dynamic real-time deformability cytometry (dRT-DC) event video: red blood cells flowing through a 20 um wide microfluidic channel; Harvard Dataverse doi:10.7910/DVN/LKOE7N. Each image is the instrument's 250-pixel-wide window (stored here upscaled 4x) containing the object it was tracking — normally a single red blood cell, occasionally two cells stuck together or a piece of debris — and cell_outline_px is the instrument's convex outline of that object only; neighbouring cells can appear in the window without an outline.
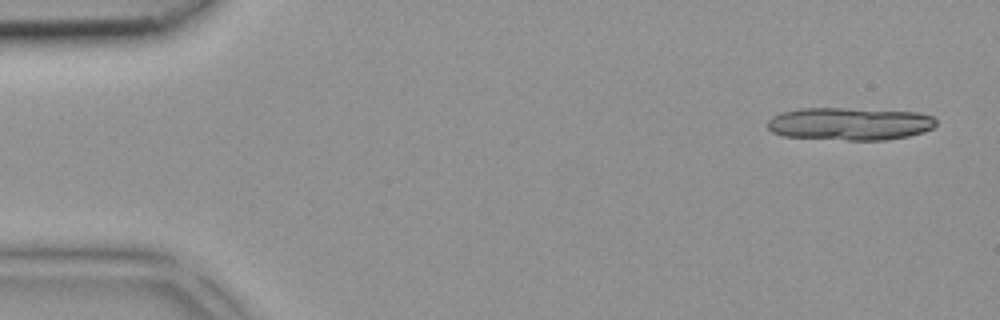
{"species": "common noctule bat (a hibernating species)", "species_latin": "Nyctalus noctula", "temperature_condition": "room temperature", "stored_images_in_passage": 4, "camera_frame_rate_fps": 3000, "um_per_image_px": 0.085, "animal": {"sex": "female", "body_mass_g": 18.4}, "frame": {"image": 1, "passage_image": 1, "time_ms": 0.0, "image_size_px": [1000, 320], "cell_outline_px": [[936, 124], [932, 128], [924, 132], [908, 136], [884, 140], [848, 140], [784, 136], [772, 132], [768, 128], [768, 120], [772, 116], [784, 112], [800, 108], [844, 108], [920, 112], [932, 116], [936, 120]], "centroid_in_image_um": [72.25, 10.52], "position_along_channel_um": 12.8, "area_um2": 32.14}}